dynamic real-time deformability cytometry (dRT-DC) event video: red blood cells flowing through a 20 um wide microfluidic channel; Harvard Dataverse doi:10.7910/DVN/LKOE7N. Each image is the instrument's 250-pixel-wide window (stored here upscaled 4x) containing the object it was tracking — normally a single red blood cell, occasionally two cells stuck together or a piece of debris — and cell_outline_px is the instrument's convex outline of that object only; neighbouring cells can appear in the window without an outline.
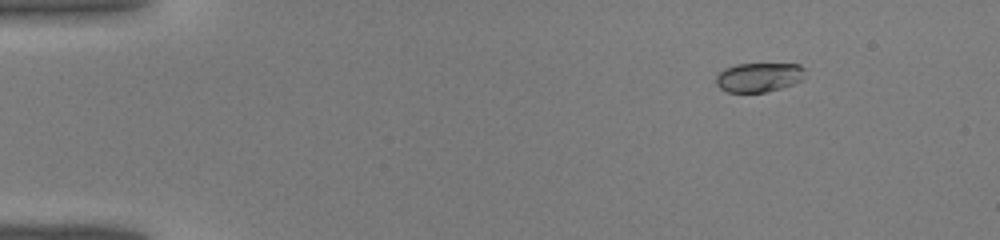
{"species": "common noctule bat (a hibernating species)", "species_latin": "Nyctalus noctula", "temperature_condition": "warm", "stored_images_in_passage": 39, "camera_frame_rate_fps": 3000, "um_per_image_px": 0.085, "animal": {"sex": "male", "body_mass_g": 19.0, "forearm_length_mm": 50.8}, "frame": {"image": 1, "passage_image": 1, "time_ms": 0.0, "image_size_px": [1000, 240], "cell_outline_px": [[804, 80], [780, 88], [764, 92], [728, 92], [720, 88], [716, 84], [716, 76], [724, 68], [736, 64], [800, 64], [804, 68]], "centroid_in_image_um": [64.5, 6.56], "position_along_channel_um": 20.5, "area_um2": 15.2}}
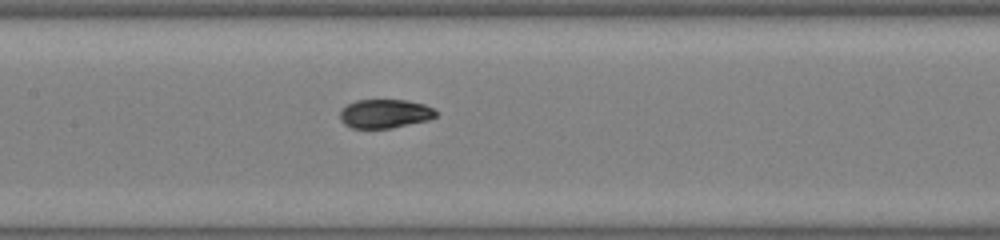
{"frame": {"image": 2, "passage_image": 17, "time_ms": 5.333, "image_size_px": [1000, 240], "cell_outline_px": [[436, 116], [428, 120], [388, 128], [352, 128], [344, 124], [340, 120], [340, 108], [356, 100], [408, 100], [424, 104], [432, 108], [436, 112]], "centroid_in_image_um": [32.67, 9.65], "position_along_channel_um": 174.7, "area_um2": 16.07}}
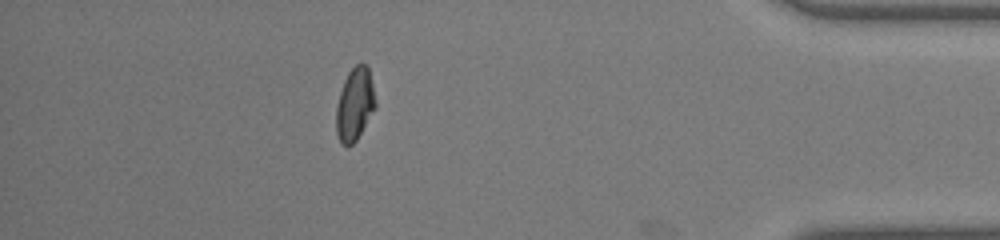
{"frame": {"image": 3, "passage_image": 34, "time_ms": 11.0, "image_size_px": [1000, 240], "cell_outline_px": [[376, 108], [356, 140], [348, 148], [340, 144], [336, 132], [336, 108], [340, 92], [344, 80], [348, 72], [360, 60], [368, 68], [372, 84], [376, 104]], "centroid_in_image_um": [30.14, 8.89], "position_along_channel_um": 405.1, "area_um2": 16.76}}